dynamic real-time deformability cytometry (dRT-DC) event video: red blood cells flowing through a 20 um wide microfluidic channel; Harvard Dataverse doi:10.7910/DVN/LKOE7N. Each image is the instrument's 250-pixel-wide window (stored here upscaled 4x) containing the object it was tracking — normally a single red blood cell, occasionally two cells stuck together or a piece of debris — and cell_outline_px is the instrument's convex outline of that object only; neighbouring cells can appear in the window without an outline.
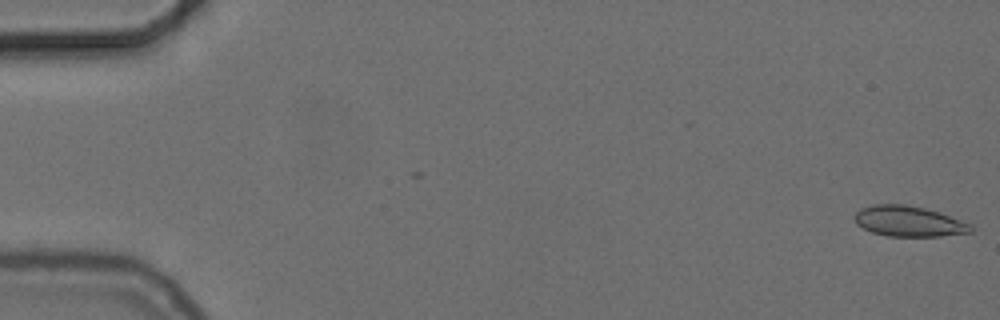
{"species": "common noctule bat (a hibernating species)", "species_latin": "Nyctalus noctula", "temperature_condition": "cold", "stored_images_in_passage": 55, "camera_frame_rate_fps": 3000, "um_per_image_px": 0.085, "animal": {"sex": "female", "body_mass_g": 24.6, "forearm_length_mm": 56.2}, "frame": {"image": 1, "passage_image": 1, "time_ms": 0.0, "image_size_px": [1000, 320], "cell_outline_px": [[972, 232], [940, 236], [888, 236], [872, 232], [856, 224], [852, 216], [860, 208], [872, 204], [904, 204], [924, 208], [972, 224]], "centroid_in_image_um": [77.18, 18.81], "position_along_channel_um": 7.8, "area_um2": 20.58}}
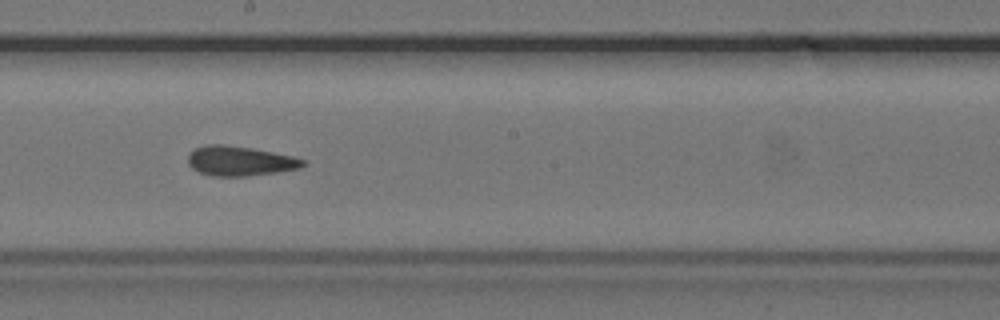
{"frame": {"image": 2, "passage_image": 31, "time_ms": 10.0, "image_size_px": [1000, 320], "cell_outline_px": [[304, 164], [300, 168], [276, 172], [248, 176], [212, 176], [200, 172], [192, 168], [188, 164], [188, 152], [196, 148], [208, 144], [224, 144], [252, 148], [292, 156], [304, 160]], "centroid_in_image_um": [20.35, 13.68], "position_along_channel_um": 227.9, "area_um2": 19.83}}
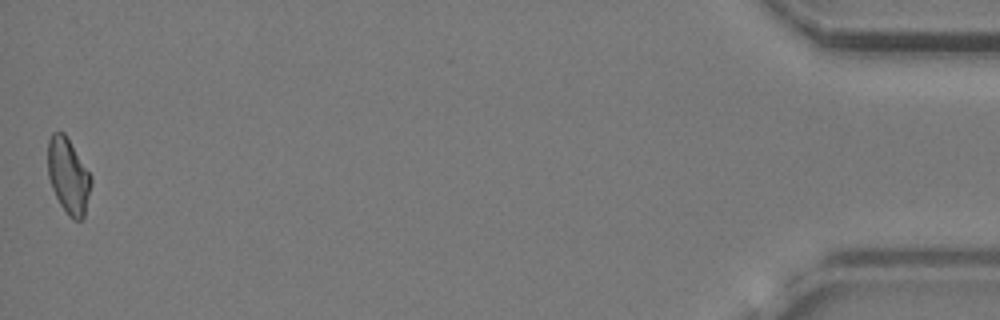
{"frame": {"image": 3, "passage_image": 55, "time_ms": 18.0, "image_size_px": [1000, 320], "cell_outline_px": [[92, 184], [84, 216], [80, 220], [72, 220], [68, 216], [60, 204], [52, 188], [48, 176], [48, 140], [52, 132], [64, 132], [92, 176]], "centroid_in_image_um": [5.81, 14.96], "position_along_channel_um": 429.4, "area_um2": 19.07}, "authors_computed_cell_mechanics": {"area_um2": 19.8254, "velocity_mm_per_s": 3.7158, "shape_relaxation_time_tau1_ms": null, "shape_relaxation_time_tau2_ms": 5.4819, "deformation_change_tau1": null, "deformation_change_tau2": 0.092}}